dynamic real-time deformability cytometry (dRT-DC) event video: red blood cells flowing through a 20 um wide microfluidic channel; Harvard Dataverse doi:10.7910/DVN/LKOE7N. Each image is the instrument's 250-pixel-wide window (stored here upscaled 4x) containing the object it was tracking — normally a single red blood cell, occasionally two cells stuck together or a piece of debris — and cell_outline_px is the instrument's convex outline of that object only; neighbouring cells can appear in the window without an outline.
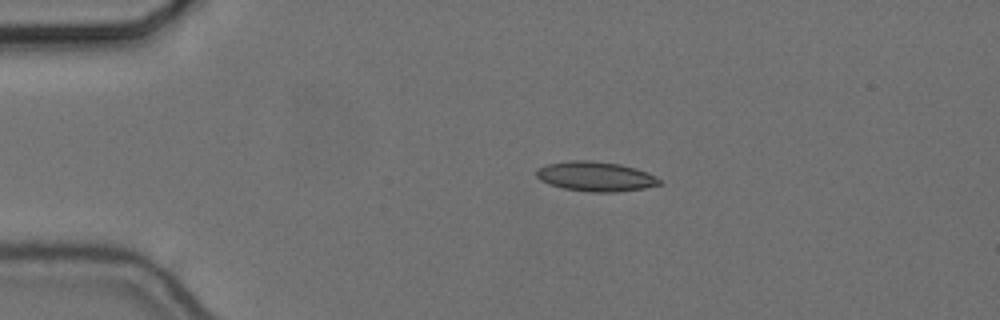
{"species": "common noctule bat (a hibernating species)", "species_latin": "Nyctalus noctula", "temperature_condition": "cold", "stored_images_in_passage": 45, "camera_frame_rate_fps": 3000, "um_per_image_px": 0.085, "animal": {"sex": "female", "body_mass_g": 24.6, "forearm_length_mm": 56.2}, "frame": {"image": 1, "passage_image": 1, "time_ms": 0.0, "image_size_px": [1000, 320], "cell_outline_px": [[660, 184], [644, 188], [616, 192], [592, 192], [564, 188], [548, 184], [540, 180], [536, 176], [536, 172], [540, 168], [548, 164], [572, 160], [592, 160], [620, 164], [636, 168], [656, 176], [660, 180]], "centroid_in_image_um": [50.63, 14.99], "position_along_channel_um": 34.4, "area_um2": 21.15}}
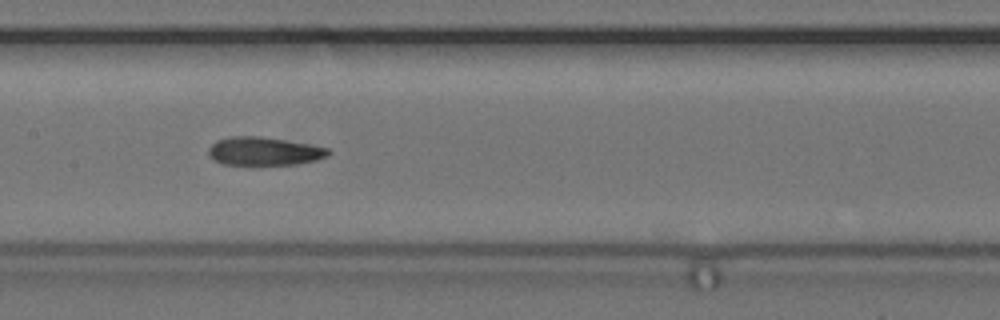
{"frame": {"image": 2, "passage_image": 17, "time_ms": 5.333, "image_size_px": [1000, 320], "cell_outline_px": [[332, 152], [328, 156], [316, 160], [296, 164], [224, 164], [208, 156], [208, 148], [216, 140], [232, 136], [260, 136], [308, 144], [328, 148]], "centroid_in_image_um": [22.44, 12.84], "position_along_channel_um": 185.0, "area_um2": 19.59}}
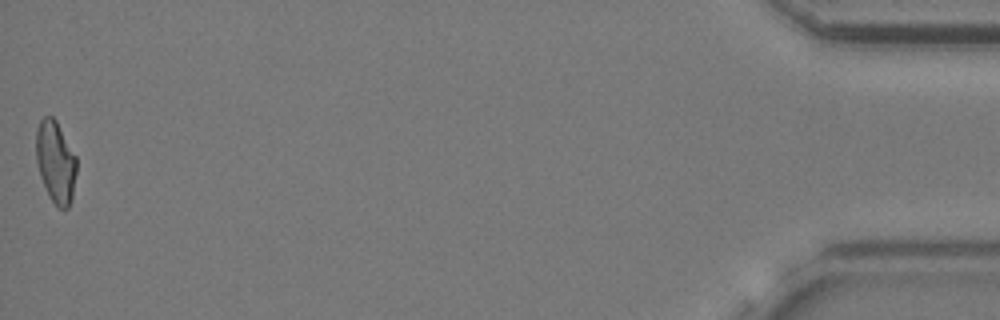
{"frame": {"image": 3, "passage_image": 45, "time_ms": 14.667, "image_size_px": [1000, 320], "cell_outline_px": [[76, 172], [72, 200], [68, 208], [56, 208], [48, 196], [40, 176], [36, 160], [36, 128], [40, 120], [44, 116], [52, 116], [56, 120], [76, 156]], "centroid_in_image_um": [4.72, 13.79], "position_along_channel_um": 430.5, "area_um2": 19.54}, "authors_computed_cell_mechanics": {"area_um2": 20.1722, "velocity_mm_per_s": 3.6738, "shape_relaxation_time_tau1_ms": 6.926, "shape_relaxation_time_tau2_ms": 2.5825, "deformation_change_tau1": 0.1962, "deformation_change_tau2": 0.1077}}